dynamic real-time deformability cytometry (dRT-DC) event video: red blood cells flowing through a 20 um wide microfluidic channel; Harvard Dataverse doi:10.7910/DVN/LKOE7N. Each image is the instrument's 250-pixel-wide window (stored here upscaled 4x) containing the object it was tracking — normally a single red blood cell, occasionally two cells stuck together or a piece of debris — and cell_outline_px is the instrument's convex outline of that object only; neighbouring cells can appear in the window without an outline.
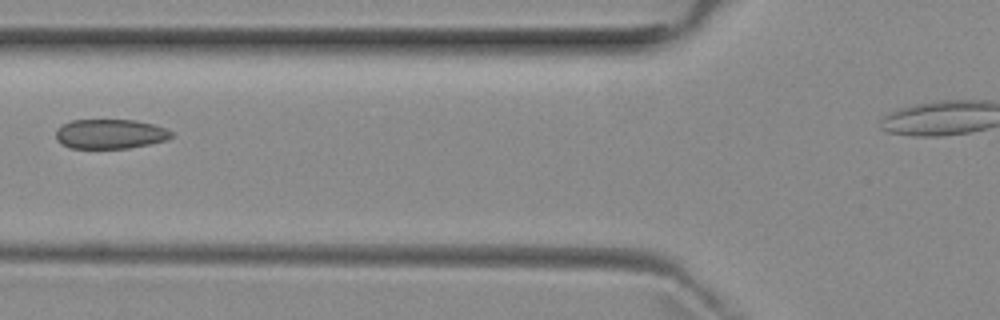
{"species": "common noctule bat (a hibernating species)", "species_latin": "Nyctalus noctula", "temperature_condition": "room temperature", "stored_images_in_passage": 4, "camera_frame_rate_fps": 3000, "um_per_image_px": 0.085, "animal": {"sex": "female", "body_mass_g": 29.2, "forearm_length_mm": 56.3}, "frame": {"image": 1, "passage_image": 3, "time_ms": 2.333, "image_size_px": [1000, 320], "cell_outline_px": [[172, 136], [164, 140], [148, 144], [128, 148], [72, 148], [60, 144], [56, 140], [56, 128], [72, 120], [136, 120], [152, 124], [164, 128], [172, 132]], "centroid_in_image_um": [9.31, 11.38], "position_along_channel_um": 116.5, "area_um2": 19.77}}
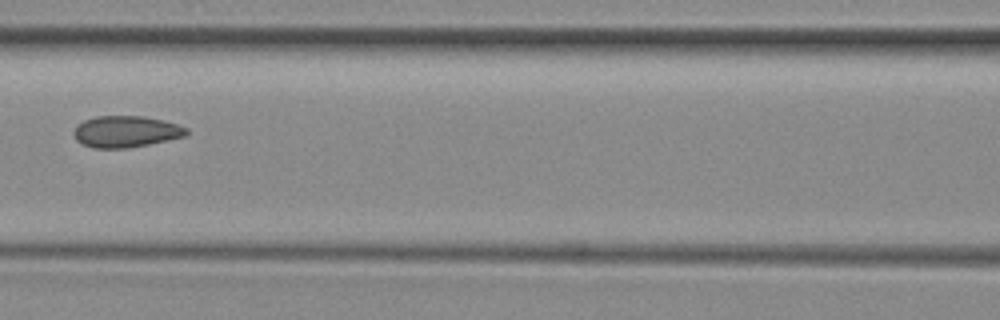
{"frame": {"image": 2, "passage_image": 4, "time_ms": 3.333, "image_size_px": [1000, 320], "cell_outline_px": [[188, 132], [184, 136], [168, 140], [128, 148], [92, 148], [76, 140], [72, 132], [84, 120], [96, 116], [144, 116], [164, 120], [188, 128]], "centroid_in_image_um": [10.7, 11.18], "position_along_channel_um": 155.9, "area_um2": 20.58}}